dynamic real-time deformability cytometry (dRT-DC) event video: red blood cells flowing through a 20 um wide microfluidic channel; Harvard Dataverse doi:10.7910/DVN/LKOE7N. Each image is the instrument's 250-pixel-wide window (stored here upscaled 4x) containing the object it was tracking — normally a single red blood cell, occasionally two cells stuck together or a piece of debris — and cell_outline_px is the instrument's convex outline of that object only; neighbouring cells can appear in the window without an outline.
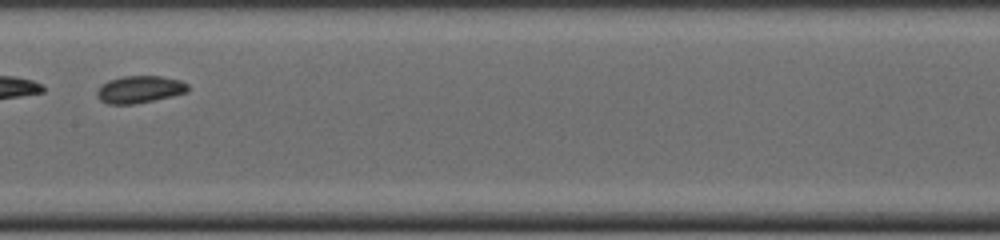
{"species": "common noctule bat (a hibernating species)", "species_latin": "Nyctalus noctula", "temperature_condition": "cold", "stored_images_in_passage": 30, "segment_of_instrument_passage": [2, 2], "camera_frame_rate_fps": 3000, "um_per_image_px": 0.085, "animal": {"sex": "male", "body_mass_g": 19.0, "forearm_length_mm": 50.8}, "frame": {"image": 1, "passage_image": 12, "time_ms": 3.667, "image_size_px": [1000, 240], "cell_outline_px": [[188, 92], [172, 96], [132, 104], [108, 104], [100, 100], [96, 96], [96, 92], [108, 80], [124, 76], [160, 76], [180, 80], [188, 84]], "centroid_in_image_um": [11.87, 7.6], "position_along_channel_um": 195.5, "area_um2": 14.28}}
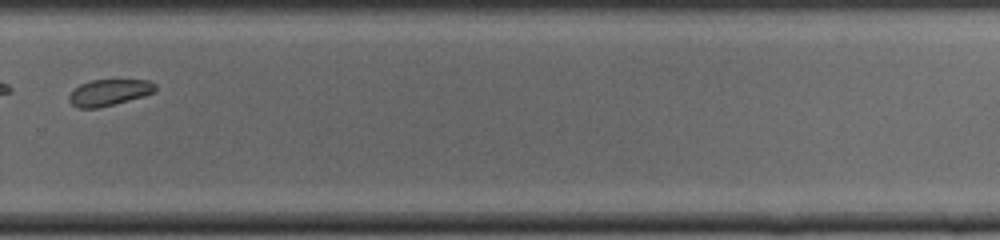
{"frame": {"image": 2, "passage_image": 19, "time_ms": 6.0, "image_size_px": [1000, 240], "cell_outline_px": [[156, 92], [144, 96], [100, 108], [76, 108], [68, 100], [68, 96], [80, 84], [92, 80], [148, 80], [156, 84]], "centroid_in_image_um": [9.29, 7.87], "position_along_channel_um": 320.5, "area_um2": 13.29}}
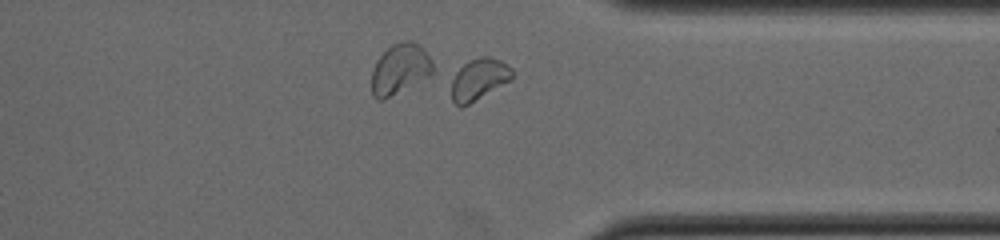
{"frame": {"image": 3, "passage_image": 22, "time_ms": 7.0, "image_size_px": [1000, 240], "cell_outline_px": [[512, 80], [468, 104], [460, 108], [452, 100], [452, 80], [456, 72], [468, 60], [480, 56], [488, 56], [500, 60], [512, 68]], "centroid_in_image_um": [40.72, 6.73], "position_along_channel_um": 370.7, "area_um2": 14.62}}